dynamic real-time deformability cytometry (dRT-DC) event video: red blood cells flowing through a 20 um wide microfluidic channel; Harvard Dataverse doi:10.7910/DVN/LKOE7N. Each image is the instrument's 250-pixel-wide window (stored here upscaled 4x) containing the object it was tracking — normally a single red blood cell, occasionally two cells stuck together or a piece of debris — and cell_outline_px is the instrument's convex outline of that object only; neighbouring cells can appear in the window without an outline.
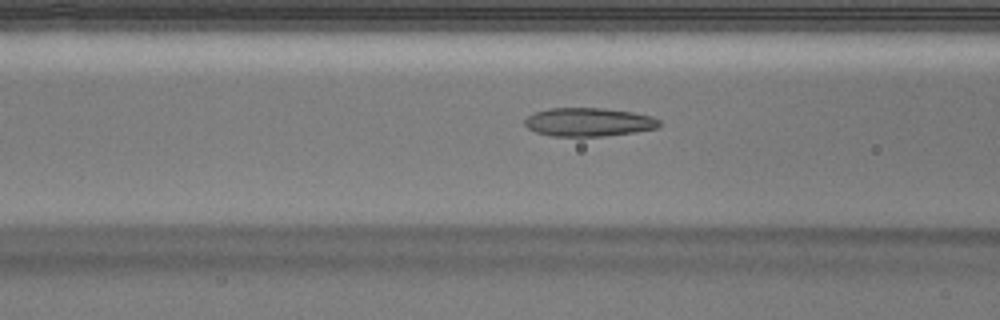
{"species": "Egyptian fruit bat (a non-hibernating species)", "species_latin": "Rousettus aegyptiacus", "temperature_condition": "warm", "stored_images_in_passage": 35, "camera_frame_rate_fps": 3000, "um_per_image_px": 0.085, "animal": {"sex": "male"}, "frame": {"image": 1, "passage_image": 6, "time_ms": 1.667, "image_size_px": [1000, 320], "cell_outline_px": [[660, 124], [656, 128], [636, 132], [604, 136], [552, 136], [536, 132], [528, 128], [524, 124], [524, 120], [528, 116], [536, 112], [548, 108], [600, 108], [632, 112], [652, 116], [660, 120]], "centroid_in_image_um": [50.03, 10.38], "position_along_channel_um": 116.6, "area_um2": 22.31}}
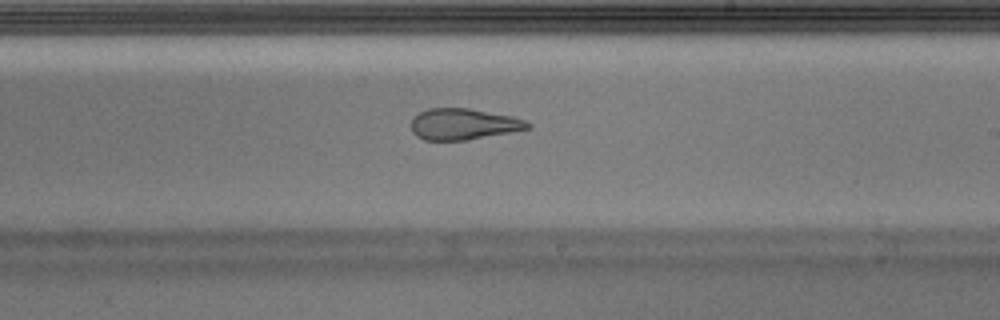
{"frame": {"image": 2, "passage_image": 16, "time_ms": 5.0, "image_size_px": [1000, 320], "cell_outline_px": [[532, 128], [468, 140], [424, 140], [416, 136], [412, 132], [412, 116], [428, 108], [468, 108], [512, 116], [524, 120], [532, 124]], "centroid_in_image_um": [39.39, 10.55], "position_along_channel_um": 249.6, "area_um2": 21.27}}
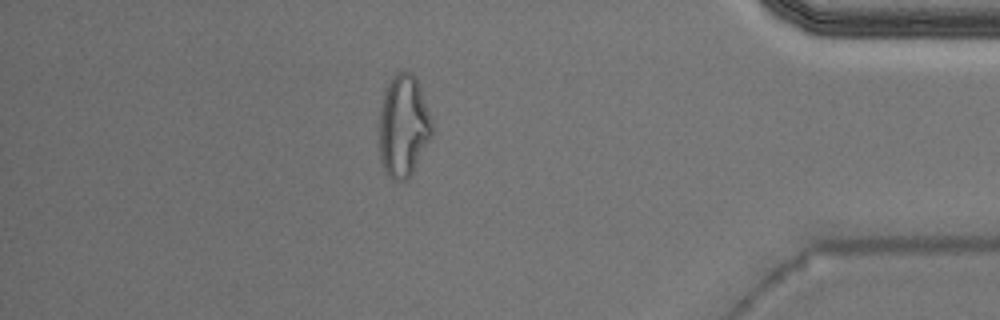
{"frame": {"image": 3, "passage_image": 30, "time_ms": 9.667, "image_size_px": [1000, 320], "cell_outline_px": [[432, 136], [412, 172], [404, 180], [392, 180], [388, 176], [380, 160], [380, 108], [384, 92], [392, 76], [396, 72], [404, 68], [412, 72], [416, 76], [432, 120]], "centroid_in_image_um": [34.29, 10.65], "position_along_channel_um": 400.9, "area_um2": 31.44}}